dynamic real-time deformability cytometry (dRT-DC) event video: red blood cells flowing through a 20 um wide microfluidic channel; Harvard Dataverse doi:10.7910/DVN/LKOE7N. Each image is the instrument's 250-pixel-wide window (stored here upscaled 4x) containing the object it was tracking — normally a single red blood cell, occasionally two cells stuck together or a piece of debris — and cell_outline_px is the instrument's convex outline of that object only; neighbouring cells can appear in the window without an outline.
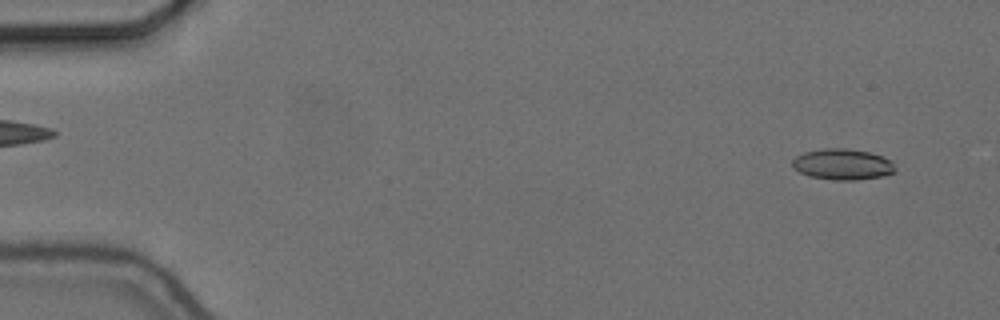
{"species": "common noctule bat (a hibernating species)", "species_latin": "Nyctalus noctula", "temperature_condition": "cold", "stored_images_in_passage": 55, "camera_frame_rate_fps": 3000, "um_per_image_px": 0.085, "animal": {"sex": "female", "body_mass_g": 24.6, "forearm_length_mm": 56.2}, "frame": {"image": 1, "passage_image": 3, "time_ms": 0.667, "image_size_px": [1000, 320], "cell_outline_px": [[896, 172], [880, 176], [856, 180], [836, 180], [812, 176], [800, 172], [792, 164], [792, 160], [796, 156], [804, 152], [824, 148], [844, 148], [868, 152], [880, 156], [888, 160], [896, 168]], "centroid_in_image_um": [71.61, 13.96], "position_along_channel_um": 13.4, "area_um2": 18.15}}
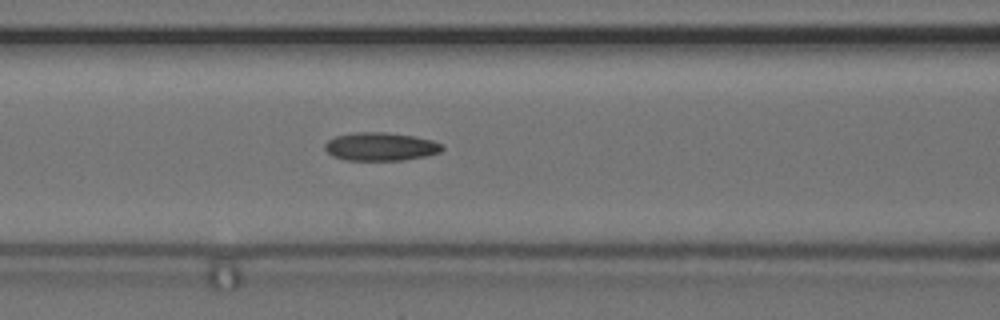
{"frame": {"image": 2, "passage_image": 23, "time_ms": 7.333, "image_size_px": [1000, 320], "cell_outline_px": [[444, 148], [440, 152], [424, 156], [404, 160], [348, 160], [332, 156], [324, 148], [324, 144], [328, 140], [336, 136], [356, 132], [384, 132], [412, 136], [432, 140], [440, 144]], "centroid_in_image_um": [32.32, 12.46], "position_along_channel_um": 134.3, "area_um2": 19.13}}
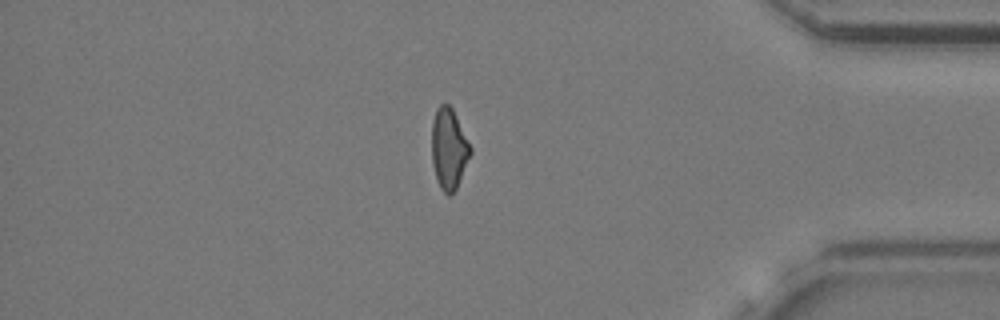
{"frame": {"image": 3, "passage_image": 47, "time_ms": 15.333, "image_size_px": [1000, 320], "cell_outline_px": [[472, 152], [456, 188], [448, 196], [440, 188], [436, 180], [432, 164], [432, 120], [436, 108], [440, 104], [448, 104], [452, 108], [472, 148]], "centroid_in_image_um": [38.14, 12.63], "position_along_channel_um": 397.1, "area_um2": 18.21}, "authors_computed_cell_mechanics": {"area_um2": 18.4382, "velocity_mm_per_s": 3.6752, "shape_relaxation_time_tau1_ms": null, "shape_relaxation_time_tau2_ms": 4.2425, "deformation_change_tau1": null, "deformation_change_tau2": 0.1241}}